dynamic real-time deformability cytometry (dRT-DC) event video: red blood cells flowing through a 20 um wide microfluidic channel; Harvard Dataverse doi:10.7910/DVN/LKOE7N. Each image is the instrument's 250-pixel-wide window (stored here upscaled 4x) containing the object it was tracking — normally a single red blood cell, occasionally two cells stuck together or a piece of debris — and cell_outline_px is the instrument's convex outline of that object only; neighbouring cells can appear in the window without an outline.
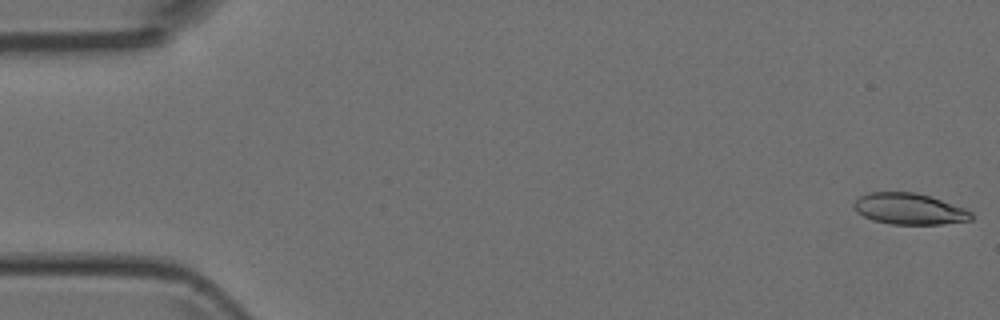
{"species": "Egyptian fruit bat (a non-hibernating species)", "species_latin": "Rousettus aegyptiacus", "temperature_condition": "room temperature", "stored_images_in_passage": 6, "camera_frame_rate_fps": 3000, "um_per_image_px": 0.085, "animal": {"sex": "female"}, "frame": {"image": 1, "passage_image": 1, "time_ms": 0.0, "image_size_px": [1000, 320], "cell_outline_px": [[972, 220], [940, 224], [892, 224], [872, 220], [856, 212], [852, 208], [852, 204], [860, 196], [868, 192], [916, 192], [964, 208], [972, 212]], "centroid_in_image_um": [77.24, 17.75], "position_along_channel_um": 7.8, "area_um2": 21.27}}
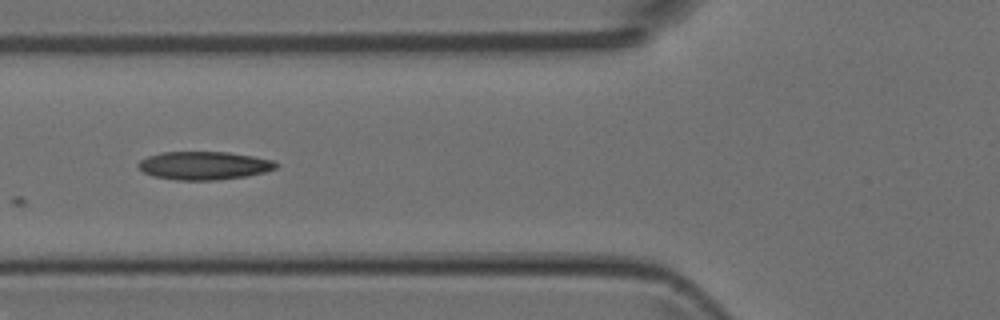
{"frame": {"image": 2, "passage_image": 5, "time_ms": 6.0, "image_size_px": [1000, 320], "cell_outline_px": [[280, 164], [276, 168], [264, 172], [248, 176], [216, 180], [176, 180], [152, 176], [144, 172], [136, 164], [140, 160], [148, 156], [160, 152], [228, 152], [252, 156], [272, 160]], "centroid_in_image_um": [17.33, 14.07], "position_along_channel_um": 108.5, "area_um2": 22.72}}